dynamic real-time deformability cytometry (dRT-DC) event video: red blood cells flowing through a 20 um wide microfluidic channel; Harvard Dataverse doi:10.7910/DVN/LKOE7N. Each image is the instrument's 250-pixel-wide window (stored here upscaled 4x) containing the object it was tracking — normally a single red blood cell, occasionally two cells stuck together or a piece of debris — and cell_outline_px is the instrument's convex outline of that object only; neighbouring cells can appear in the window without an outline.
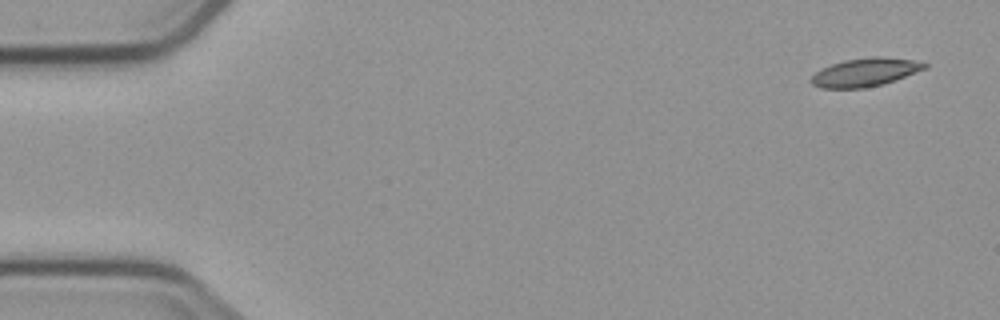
{"species": "common noctule bat (a hibernating species)", "species_latin": "Nyctalus noctula", "temperature_condition": "cold", "stored_images_in_passage": 3, "camera_frame_rate_fps": 3000, "um_per_image_px": 0.085, "animal": {"sex": "male", "body_mass_g": 23.1, "forearm_length_mm": 52.7}, "frame": {"image": 1, "passage_image": 1, "time_ms": 0.0, "image_size_px": [1000, 320], "cell_outline_px": [[928, 68], [884, 84], [864, 88], [820, 88], [812, 84], [808, 80], [820, 68], [844, 60], [872, 56], [880, 56], [912, 60], [928, 64]], "centroid_in_image_um": [73.52, 6.14], "position_along_channel_um": 11.5, "area_um2": 18.84}}